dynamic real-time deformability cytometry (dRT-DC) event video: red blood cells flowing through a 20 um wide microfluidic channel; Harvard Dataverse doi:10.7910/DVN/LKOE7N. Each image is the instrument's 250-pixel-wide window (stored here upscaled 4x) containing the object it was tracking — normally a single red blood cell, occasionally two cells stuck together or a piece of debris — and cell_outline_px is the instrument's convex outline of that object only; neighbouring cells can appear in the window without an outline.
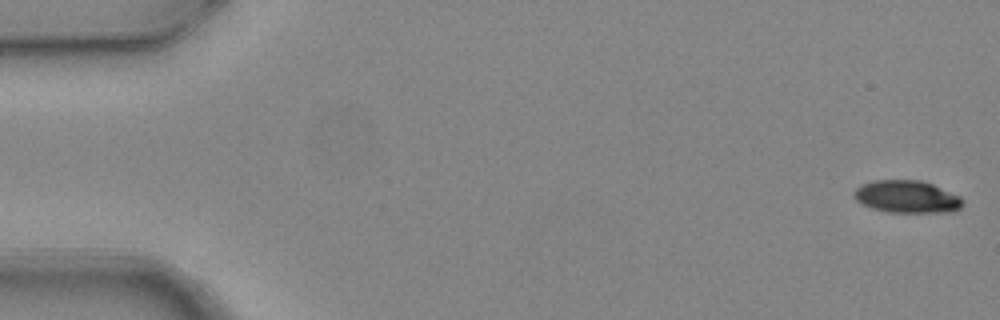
{"species": "common noctule bat (a hibernating species)", "species_latin": "Nyctalus noctula", "temperature_condition": "warm", "stored_images_in_passage": 5, "camera_frame_rate_fps": 3000, "um_per_image_px": 0.085, "animal": {"sex": "female", "body_mass_g": 24.6, "forearm_length_mm": 56.2}, "frame": {"image": 1, "passage_image": 1, "time_ms": 0.0, "image_size_px": [1000, 320], "cell_outline_px": [[964, 204], [960, 208], [952, 212], [888, 212], [872, 208], [856, 200], [852, 196], [852, 192], [856, 188], [864, 184], [876, 180], [920, 180], [932, 184], [960, 196], [964, 200]], "centroid_in_image_um": [77.1, 16.72], "position_along_channel_um": 7.9, "area_um2": 20.52}}
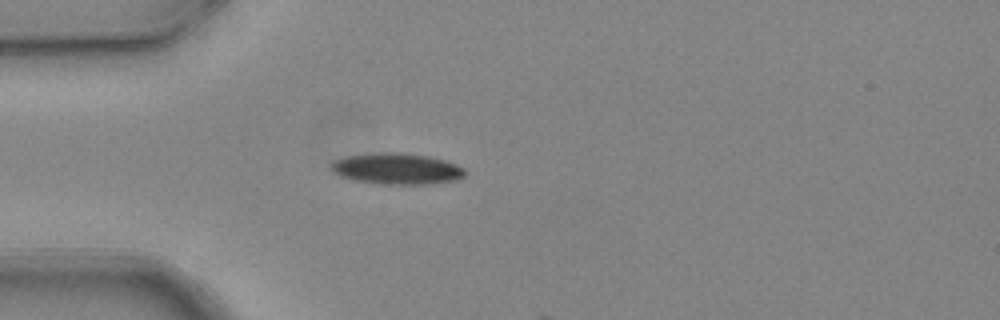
{"frame": {"image": 2, "passage_image": 5, "time_ms": 1.333, "image_size_px": [1000, 320], "cell_outline_px": [[468, 172], [464, 176], [456, 180], [428, 184], [380, 184], [356, 180], [340, 176], [332, 172], [328, 164], [332, 160], [344, 156], [380, 152], [400, 152], [428, 156], [444, 160], [456, 164], [464, 168]], "centroid_in_image_um": [33.69, 14.33], "position_along_channel_um": 51.3, "area_um2": 24.62}}